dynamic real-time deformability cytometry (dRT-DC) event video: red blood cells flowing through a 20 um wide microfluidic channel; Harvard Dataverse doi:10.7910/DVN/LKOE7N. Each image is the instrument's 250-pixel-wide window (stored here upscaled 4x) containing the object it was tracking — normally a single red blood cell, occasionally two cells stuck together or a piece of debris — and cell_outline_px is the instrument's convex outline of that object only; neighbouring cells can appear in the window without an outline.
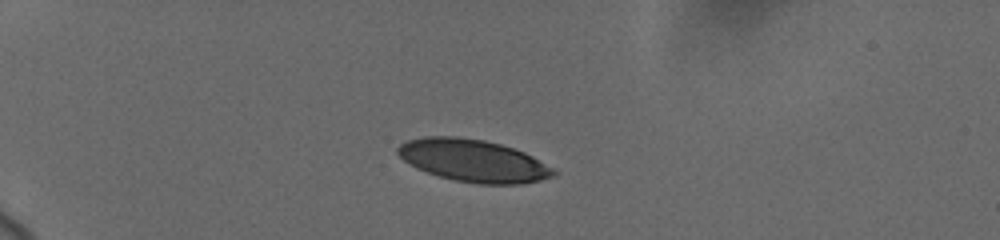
{"species": "human", "species_latin": "Homo sapiens", "temperature_condition": "cold", "stored_images_in_passage": 26, "camera_frame_rate_fps": 3000, "um_per_image_px": 0.085, "donor": {"sex": "female"}, "frame": {"image": 1, "passage_image": 19, "time_ms": 3.333, "image_size_px": [1000, 240], "cell_outline_px": [[556, 172], [552, 176], [540, 180], [520, 184], [480, 184], [456, 180], [440, 176], [416, 168], [404, 160], [396, 152], [396, 148], [400, 144], [408, 140], [424, 136], [456, 136], [484, 140], [500, 144], [524, 152], [556, 168]], "centroid_in_image_um": [40.23, 13.65], "position_along_channel_um": 44.8, "area_um2": 38.32}}